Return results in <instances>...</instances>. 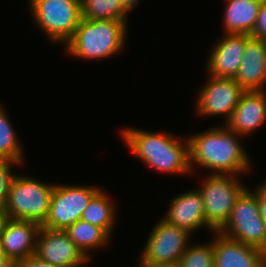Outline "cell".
Returning <instances> with one entry per match:
<instances>
[{
  "mask_svg": "<svg viewBox=\"0 0 266 267\" xmlns=\"http://www.w3.org/2000/svg\"><path fill=\"white\" fill-rule=\"evenodd\" d=\"M244 138L225 125L188 135L190 167L210 169L208 174L237 175L251 171L252 159L241 143Z\"/></svg>",
  "mask_w": 266,
  "mask_h": 267,
  "instance_id": "cell-1",
  "label": "cell"
},
{
  "mask_svg": "<svg viewBox=\"0 0 266 267\" xmlns=\"http://www.w3.org/2000/svg\"><path fill=\"white\" fill-rule=\"evenodd\" d=\"M120 138L128 151L145 166L167 174L191 175L189 140L174 133L152 132L132 127L122 128ZM178 137V138H177Z\"/></svg>",
  "mask_w": 266,
  "mask_h": 267,
  "instance_id": "cell-2",
  "label": "cell"
},
{
  "mask_svg": "<svg viewBox=\"0 0 266 267\" xmlns=\"http://www.w3.org/2000/svg\"><path fill=\"white\" fill-rule=\"evenodd\" d=\"M128 22L81 19L74 36L65 44L66 53L91 61L115 56L127 43Z\"/></svg>",
  "mask_w": 266,
  "mask_h": 267,
  "instance_id": "cell-3",
  "label": "cell"
},
{
  "mask_svg": "<svg viewBox=\"0 0 266 267\" xmlns=\"http://www.w3.org/2000/svg\"><path fill=\"white\" fill-rule=\"evenodd\" d=\"M55 183H45L34 177L15 174L4 207L14 220L34 221L42 225L49 213Z\"/></svg>",
  "mask_w": 266,
  "mask_h": 267,
  "instance_id": "cell-4",
  "label": "cell"
},
{
  "mask_svg": "<svg viewBox=\"0 0 266 267\" xmlns=\"http://www.w3.org/2000/svg\"><path fill=\"white\" fill-rule=\"evenodd\" d=\"M34 24L51 43L65 45L82 19L81 0H28Z\"/></svg>",
  "mask_w": 266,
  "mask_h": 267,
  "instance_id": "cell-5",
  "label": "cell"
},
{
  "mask_svg": "<svg viewBox=\"0 0 266 267\" xmlns=\"http://www.w3.org/2000/svg\"><path fill=\"white\" fill-rule=\"evenodd\" d=\"M200 184L206 223L219 232L228 222L238 197L248 187L237 175L207 174Z\"/></svg>",
  "mask_w": 266,
  "mask_h": 267,
  "instance_id": "cell-6",
  "label": "cell"
},
{
  "mask_svg": "<svg viewBox=\"0 0 266 267\" xmlns=\"http://www.w3.org/2000/svg\"><path fill=\"white\" fill-rule=\"evenodd\" d=\"M219 232L266 253V222L260 216L258 194L253 189L248 187L241 193L228 222Z\"/></svg>",
  "mask_w": 266,
  "mask_h": 267,
  "instance_id": "cell-7",
  "label": "cell"
},
{
  "mask_svg": "<svg viewBox=\"0 0 266 267\" xmlns=\"http://www.w3.org/2000/svg\"><path fill=\"white\" fill-rule=\"evenodd\" d=\"M100 189L94 185L55 183L49 213L41 226L53 230H66L81 219L89 201Z\"/></svg>",
  "mask_w": 266,
  "mask_h": 267,
  "instance_id": "cell-8",
  "label": "cell"
},
{
  "mask_svg": "<svg viewBox=\"0 0 266 267\" xmlns=\"http://www.w3.org/2000/svg\"><path fill=\"white\" fill-rule=\"evenodd\" d=\"M207 78L206 83L197 92L196 115L223 116V124H226L245 90L232 78H217L211 75H207Z\"/></svg>",
  "mask_w": 266,
  "mask_h": 267,
  "instance_id": "cell-9",
  "label": "cell"
},
{
  "mask_svg": "<svg viewBox=\"0 0 266 267\" xmlns=\"http://www.w3.org/2000/svg\"><path fill=\"white\" fill-rule=\"evenodd\" d=\"M191 237L193 234L162 218L152 227L140 259L177 264L192 242Z\"/></svg>",
  "mask_w": 266,
  "mask_h": 267,
  "instance_id": "cell-10",
  "label": "cell"
},
{
  "mask_svg": "<svg viewBox=\"0 0 266 267\" xmlns=\"http://www.w3.org/2000/svg\"><path fill=\"white\" fill-rule=\"evenodd\" d=\"M35 254L59 267H83L89 260L65 230L40 227Z\"/></svg>",
  "mask_w": 266,
  "mask_h": 267,
  "instance_id": "cell-11",
  "label": "cell"
},
{
  "mask_svg": "<svg viewBox=\"0 0 266 267\" xmlns=\"http://www.w3.org/2000/svg\"><path fill=\"white\" fill-rule=\"evenodd\" d=\"M249 34H224L214 43L207 57V75L234 79L243 58Z\"/></svg>",
  "mask_w": 266,
  "mask_h": 267,
  "instance_id": "cell-12",
  "label": "cell"
},
{
  "mask_svg": "<svg viewBox=\"0 0 266 267\" xmlns=\"http://www.w3.org/2000/svg\"><path fill=\"white\" fill-rule=\"evenodd\" d=\"M163 219L190 234L208 228L215 232L205 220L204 202L200 191L196 188L191 191L177 194L171 199Z\"/></svg>",
  "mask_w": 266,
  "mask_h": 267,
  "instance_id": "cell-13",
  "label": "cell"
},
{
  "mask_svg": "<svg viewBox=\"0 0 266 267\" xmlns=\"http://www.w3.org/2000/svg\"><path fill=\"white\" fill-rule=\"evenodd\" d=\"M266 121V90L245 91L229 120L228 129L246 137L258 130Z\"/></svg>",
  "mask_w": 266,
  "mask_h": 267,
  "instance_id": "cell-14",
  "label": "cell"
},
{
  "mask_svg": "<svg viewBox=\"0 0 266 267\" xmlns=\"http://www.w3.org/2000/svg\"><path fill=\"white\" fill-rule=\"evenodd\" d=\"M214 235V267H264L263 250L232 240L220 232Z\"/></svg>",
  "mask_w": 266,
  "mask_h": 267,
  "instance_id": "cell-15",
  "label": "cell"
},
{
  "mask_svg": "<svg viewBox=\"0 0 266 267\" xmlns=\"http://www.w3.org/2000/svg\"><path fill=\"white\" fill-rule=\"evenodd\" d=\"M245 91L266 90V41L250 36L234 78Z\"/></svg>",
  "mask_w": 266,
  "mask_h": 267,
  "instance_id": "cell-16",
  "label": "cell"
},
{
  "mask_svg": "<svg viewBox=\"0 0 266 267\" xmlns=\"http://www.w3.org/2000/svg\"><path fill=\"white\" fill-rule=\"evenodd\" d=\"M40 227L34 221L10 219L1 237L5 255L15 263L35 254Z\"/></svg>",
  "mask_w": 266,
  "mask_h": 267,
  "instance_id": "cell-17",
  "label": "cell"
},
{
  "mask_svg": "<svg viewBox=\"0 0 266 267\" xmlns=\"http://www.w3.org/2000/svg\"><path fill=\"white\" fill-rule=\"evenodd\" d=\"M222 26L224 34H249L254 30L258 13L265 0H225Z\"/></svg>",
  "mask_w": 266,
  "mask_h": 267,
  "instance_id": "cell-18",
  "label": "cell"
},
{
  "mask_svg": "<svg viewBox=\"0 0 266 267\" xmlns=\"http://www.w3.org/2000/svg\"><path fill=\"white\" fill-rule=\"evenodd\" d=\"M115 206L109 193L100 189L89 201L82 213L81 220L102 228L111 237L117 219Z\"/></svg>",
  "mask_w": 266,
  "mask_h": 267,
  "instance_id": "cell-19",
  "label": "cell"
},
{
  "mask_svg": "<svg viewBox=\"0 0 266 267\" xmlns=\"http://www.w3.org/2000/svg\"><path fill=\"white\" fill-rule=\"evenodd\" d=\"M65 231L89 260H92V251L104 248L111 242V237L102 228L81 219Z\"/></svg>",
  "mask_w": 266,
  "mask_h": 267,
  "instance_id": "cell-20",
  "label": "cell"
},
{
  "mask_svg": "<svg viewBox=\"0 0 266 267\" xmlns=\"http://www.w3.org/2000/svg\"><path fill=\"white\" fill-rule=\"evenodd\" d=\"M82 19L128 21L122 0H81Z\"/></svg>",
  "mask_w": 266,
  "mask_h": 267,
  "instance_id": "cell-21",
  "label": "cell"
},
{
  "mask_svg": "<svg viewBox=\"0 0 266 267\" xmlns=\"http://www.w3.org/2000/svg\"><path fill=\"white\" fill-rule=\"evenodd\" d=\"M10 120L5 107L0 104V159H10L23 164V146Z\"/></svg>",
  "mask_w": 266,
  "mask_h": 267,
  "instance_id": "cell-22",
  "label": "cell"
},
{
  "mask_svg": "<svg viewBox=\"0 0 266 267\" xmlns=\"http://www.w3.org/2000/svg\"><path fill=\"white\" fill-rule=\"evenodd\" d=\"M208 243H195L188 248L178 261V267H214V236Z\"/></svg>",
  "mask_w": 266,
  "mask_h": 267,
  "instance_id": "cell-23",
  "label": "cell"
},
{
  "mask_svg": "<svg viewBox=\"0 0 266 267\" xmlns=\"http://www.w3.org/2000/svg\"><path fill=\"white\" fill-rule=\"evenodd\" d=\"M21 165L19 162L10 159H0V208H4L9 196L11 182L15 176L13 166Z\"/></svg>",
  "mask_w": 266,
  "mask_h": 267,
  "instance_id": "cell-24",
  "label": "cell"
},
{
  "mask_svg": "<svg viewBox=\"0 0 266 267\" xmlns=\"http://www.w3.org/2000/svg\"><path fill=\"white\" fill-rule=\"evenodd\" d=\"M250 36L266 41V0L260 7L254 30Z\"/></svg>",
  "mask_w": 266,
  "mask_h": 267,
  "instance_id": "cell-25",
  "label": "cell"
},
{
  "mask_svg": "<svg viewBox=\"0 0 266 267\" xmlns=\"http://www.w3.org/2000/svg\"><path fill=\"white\" fill-rule=\"evenodd\" d=\"M14 267H59L44 261L36 254L26 257L14 263Z\"/></svg>",
  "mask_w": 266,
  "mask_h": 267,
  "instance_id": "cell-26",
  "label": "cell"
},
{
  "mask_svg": "<svg viewBox=\"0 0 266 267\" xmlns=\"http://www.w3.org/2000/svg\"><path fill=\"white\" fill-rule=\"evenodd\" d=\"M139 267H178L176 263H163V262H152L139 260Z\"/></svg>",
  "mask_w": 266,
  "mask_h": 267,
  "instance_id": "cell-27",
  "label": "cell"
},
{
  "mask_svg": "<svg viewBox=\"0 0 266 267\" xmlns=\"http://www.w3.org/2000/svg\"><path fill=\"white\" fill-rule=\"evenodd\" d=\"M10 219V215L5 211V209L0 208V240Z\"/></svg>",
  "mask_w": 266,
  "mask_h": 267,
  "instance_id": "cell-28",
  "label": "cell"
},
{
  "mask_svg": "<svg viewBox=\"0 0 266 267\" xmlns=\"http://www.w3.org/2000/svg\"><path fill=\"white\" fill-rule=\"evenodd\" d=\"M0 267H14V262H12L4 253L1 240H0Z\"/></svg>",
  "mask_w": 266,
  "mask_h": 267,
  "instance_id": "cell-29",
  "label": "cell"
},
{
  "mask_svg": "<svg viewBox=\"0 0 266 267\" xmlns=\"http://www.w3.org/2000/svg\"><path fill=\"white\" fill-rule=\"evenodd\" d=\"M254 191L258 194V196L266 201V180L262 181L260 185H258Z\"/></svg>",
  "mask_w": 266,
  "mask_h": 267,
  "instance_id": "cell-30",
  "label": "cell"
},
{
  "mask_svg": "<svg viewBox=\"0 0 266 267\" xmlns=\"http://www.w3.org/2000/svg\"><path fill=\"white\" fill-rule=\"evenodd\" d=\"M258 207L261 218L266 222V201L258 196Z\"/></svg>",
  "mask_w": 266,
  "mask_h": 267,
  "instance_id": "cell-31",
  "label": "cell"
},
{
  "mask_svg": "<svg viewBox=\"0 0 266 267\" xmlns=\"http://www.w3.org/2000/svg\"><path fill=\"white\" fill-rule=\"evenodd\" d=\"M122 1H123L125 9L128 12H131V10L139 4V0H122Z\"/></svg>",
  "mask_w": 266,
  "mask_h": 267,
  "instance_id": "cell-32",
  "label": "cell"
}]
</instances>
